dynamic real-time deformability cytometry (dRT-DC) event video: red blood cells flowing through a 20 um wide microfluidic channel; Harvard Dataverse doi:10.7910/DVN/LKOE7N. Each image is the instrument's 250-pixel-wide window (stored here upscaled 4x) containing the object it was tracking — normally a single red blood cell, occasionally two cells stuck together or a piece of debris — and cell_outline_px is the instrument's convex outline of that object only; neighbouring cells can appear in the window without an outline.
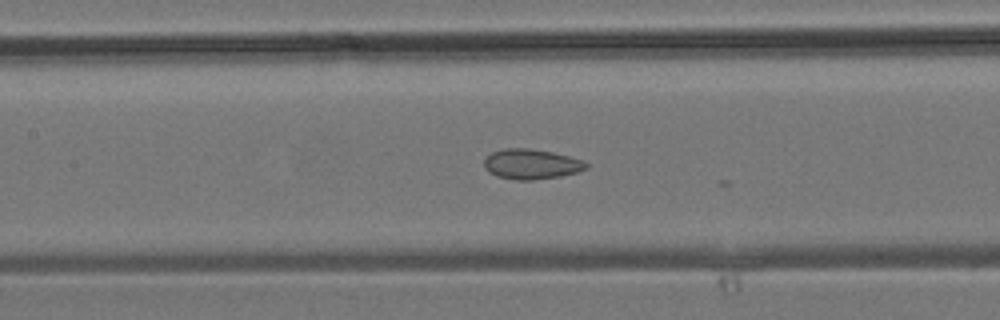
{"species": "common noctule bat (a hibernating species)", "species_latin": "Nyctalus noctula", "temperature_condition": "room temperature", "stored_images_in_passage": 15, "camera_frame_rate_fps": 3000, "um_per_image_px": 0.085, "animal": {"sex": "male", "body_mass_g": 19.2, "forearm_length_mm": 51.8}, "frame": {"image": 1, "passage_image": 12, "time_ms": 3.667, "image_size_px": [1000, 320], "cell_outline_px": [[588, 168], [576, 172], [560, 176], [536, 180], [516, 180], [496, 176], [488, 172], [484, 168], [484, 160], [492, 152], [504, 148], [528, 148], [552, 152], [584, 160], [588, 164]], "centroid_in_image_um": [45.15, 13.95], "position_along_channel_um": 162.3, "area_um2": 17.98}}